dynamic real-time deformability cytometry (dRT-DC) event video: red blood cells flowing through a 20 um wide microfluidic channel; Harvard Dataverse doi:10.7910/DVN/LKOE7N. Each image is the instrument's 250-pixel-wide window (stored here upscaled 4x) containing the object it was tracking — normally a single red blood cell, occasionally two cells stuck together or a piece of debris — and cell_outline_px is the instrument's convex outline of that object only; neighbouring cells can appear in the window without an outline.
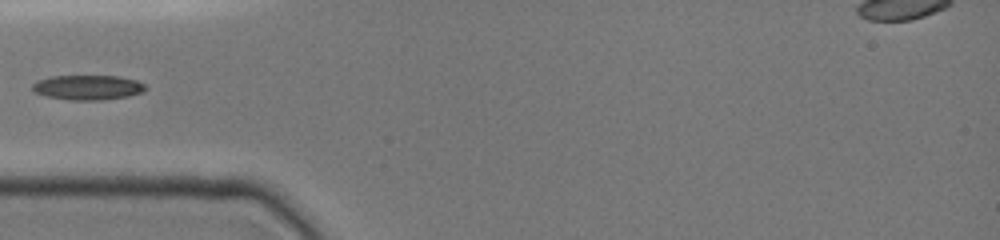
{"species": "common noctule bat (a hibernating species)", "species_latin": "Nyctalus noctula", "temperature_condition": "cold", "stored_images_in_passage": 6, "camera_frame_rate_fps": 3000, "um_per_image_px": 0.085, "animal": {"sex": "female", "body_mass_g": 19.0, "forearm_length_mm": 51.5}, "frame": {"image": 1, "passage_image": 5, "time_ms": 5.0, "image_size_px": [1000, 240], "cell_outline_px": [[148, 88], [140, 92], [128, 96], [100, 100], [68, 100], [44, 96], [32, 92], [32, 84], [40, 80], [52, 76], [120, 76], [136, 80], [148, 84]], "centroid_in_image_um": [7.47, 7.43], "position_along_channel_um": 77.5, "area_um2": 16.47}}
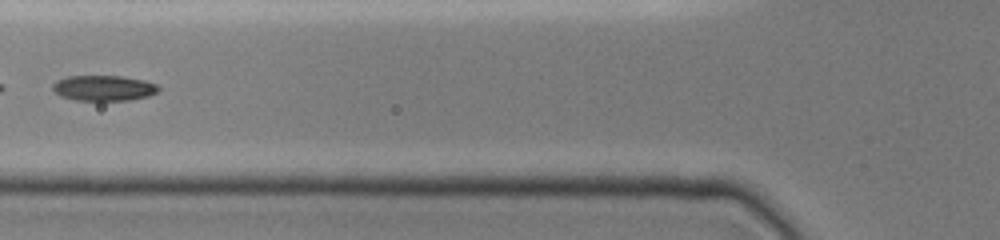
{"frame": {"image": 2, "passage_image": 6, "time_ms": 6.0, "image_size_px": [1000, 240], "cell_outline_px": [[160, 88], [156, 92], [148, 96], [128, 100], [76, 100], [60, 96], [52, 92], [52, 84], [56, 80], [68, 76], [124, 76], [144, 80], [156, 84]], "centroid_in_image_um": [8.77, 7.48], "position_along_channel_um": 117.0, "area_um2": 15.78}}